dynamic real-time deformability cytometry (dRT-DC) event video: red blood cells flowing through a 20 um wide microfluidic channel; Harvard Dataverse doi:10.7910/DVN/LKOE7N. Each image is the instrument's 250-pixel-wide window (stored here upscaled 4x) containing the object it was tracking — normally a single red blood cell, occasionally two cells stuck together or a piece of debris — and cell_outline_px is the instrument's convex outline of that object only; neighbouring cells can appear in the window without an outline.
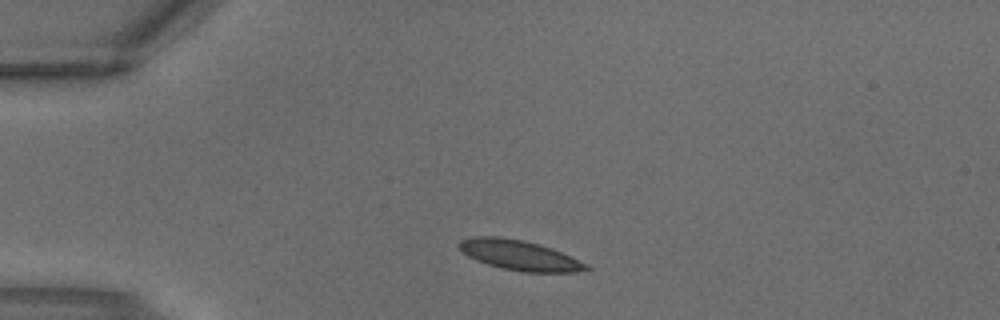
{"species": "common noctule bat (a hibernating species)", "species_latin": "Nyctalus noctula", "temperature_condition": "warm", "stored_images_in_passage": 2, "camera_frame_rate_fps": 3000, "um_per_image_px": 0.085, "animal": {"sex": "male", "body_mass_g": 18.8}, "frame": {"image": 1, "passage_image": 1, "time_ms": 0.0, "image_size_px": [1000, 320], "cell_outline_px": [[592, 268], [576, 272], [524, 272], [500, 268], [488, 264], [468, 256], [456, 244], [460, 240], [472, 236], [500, 236], [524, 240], [552, 248], [588, 264]], "centroid_in_image_um": [44.15, 21.68], "position_along_channel_um": 40.9, "area_um2": 22.25}}
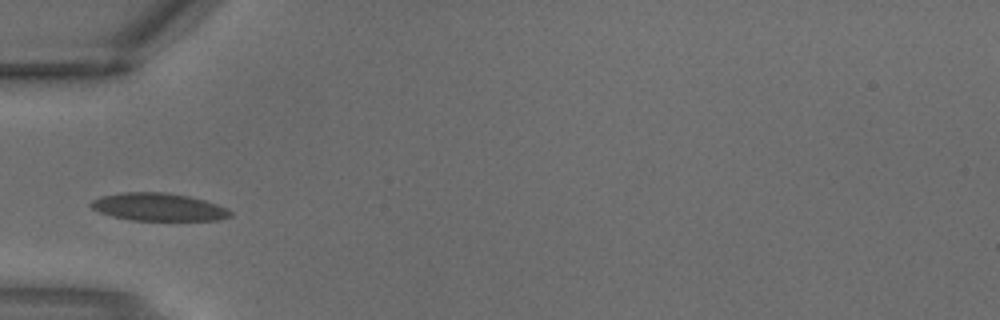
{"frame": {"image": 2, "passage_image": 2, "time_ms": 0.333, "image_size_px": [1000, 320], "cell_outline_px": [[232, 216], [220, 220], [132, 220], [112, 216], [100, 212], [92, 208], [88, 204], [92, 200], [100, 196], [120, 192], [164, 192], [188, 196], [204, 200], [228, 208], [232, 212]], "centroid_in_image_um": [13.46, 17.59], "position_along_channel_um": 71.5, "area_um2": 22.6}}